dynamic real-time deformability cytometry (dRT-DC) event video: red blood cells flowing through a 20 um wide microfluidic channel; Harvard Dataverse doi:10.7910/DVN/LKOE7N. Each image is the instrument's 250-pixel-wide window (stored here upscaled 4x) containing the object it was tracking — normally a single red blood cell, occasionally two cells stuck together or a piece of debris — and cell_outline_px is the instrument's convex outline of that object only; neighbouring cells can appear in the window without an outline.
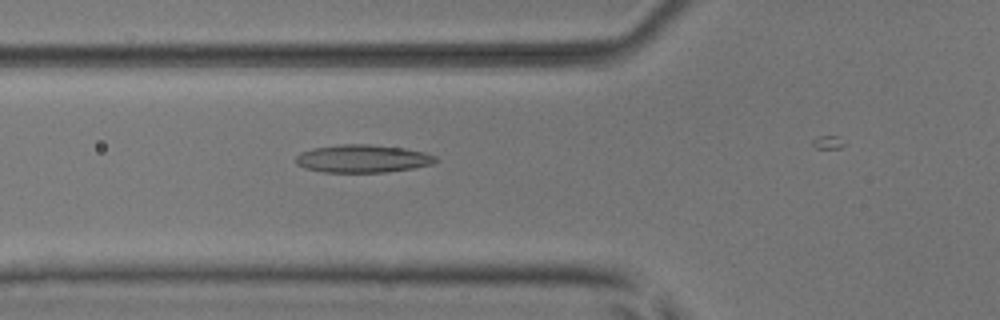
{"species": "common noctule bat (a hibernating species)", "species_latin": "Nyctalus noctula", "temperature_condition": "room temperature", "stored_images_in_passage": 21, "camera_frame_rate_fps": 3000, "um_per_image_px": 0.085, "animal": {"sex": "male", "body_mass_g": 17.9, "forearm_length_mm": 54.2}, "frame": {"image": 1, "passage_image": 18, "time_ms": 5.667, "image_size_px": [1000, 320], "cell_outline_px": [[436, 160], [432, 164], [412, 168], [388, 172], [324, 172], [304, 168], [296, 164], [296, 156], [300, 152], [312, 148], [340, 144], [368, 144], [404, 148], [424, 152], [436, 156]], "centroid_in_image_um": [30.79, 13.48], "position_along_channel_um": 95.0, "area_um2": 22.72}}